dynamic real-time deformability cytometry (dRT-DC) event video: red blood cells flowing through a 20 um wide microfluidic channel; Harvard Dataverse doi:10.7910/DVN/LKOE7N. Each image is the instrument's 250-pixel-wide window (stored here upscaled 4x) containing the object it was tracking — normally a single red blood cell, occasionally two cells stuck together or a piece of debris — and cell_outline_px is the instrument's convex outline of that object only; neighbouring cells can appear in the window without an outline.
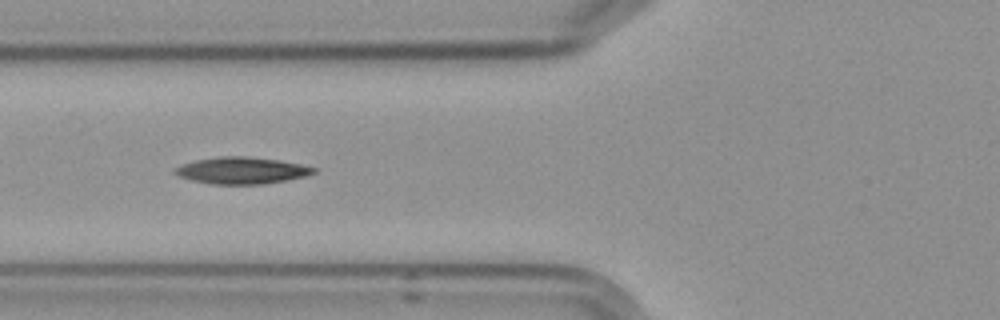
{"species": "Egyptian fruit bat (a non-hibernating species)", "species_latin": "Rousettus aegyptiacus", "temperature_condition": "cold", "stored_images_in_passage": 9, "camera_frame_rate_fps": 3000, "um_per_image_px": 0.085, "frame": {"image": 1, "passage_image": 6, "time_ms": 5.667, "image_size_px": [1000, 320], "cell_outline_px": [[316, 172], [304, 176], [264, 184], [212, 184], [192, 180], [180, 176], [172, 172], [172, 168], [180, 164], [196, 160], [220, 156], [248, 156], [280, 160], [300, 164], [316, 168]], "centroid_in_image_um": [20.49, 14.48], "position_along_channel_um": 105.3, "area_um2": 21.62}}
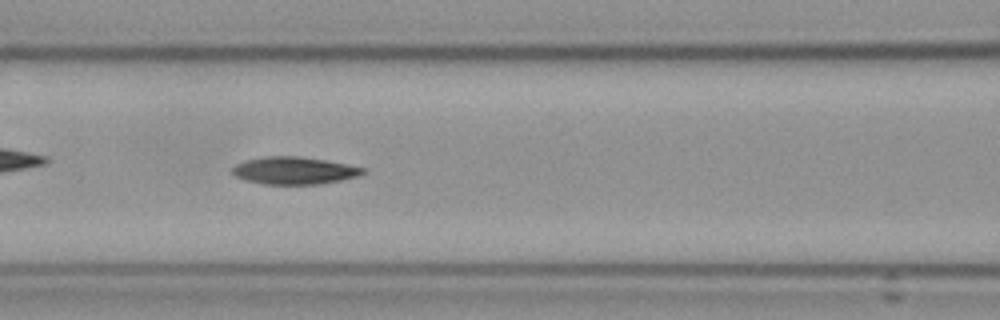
{"frame": {"image": 2, "passage_image": 7, "time_ms": 6.667, "image_size_px": [1000, 320], "cell_outline_px": [[368, 168], [364, 172], [356, 176], [340, 180], [316, 184], [264, 184], [244, 180], [236, 176], [232, 172], [232, 168], [236, 164], [244, 160], [264, 156], [296, 156], [324, 160]], "centroid_in_image_um": [24.97, 14.49], "position_along_channel_um": 141.6, "area_um2": 20.69}}